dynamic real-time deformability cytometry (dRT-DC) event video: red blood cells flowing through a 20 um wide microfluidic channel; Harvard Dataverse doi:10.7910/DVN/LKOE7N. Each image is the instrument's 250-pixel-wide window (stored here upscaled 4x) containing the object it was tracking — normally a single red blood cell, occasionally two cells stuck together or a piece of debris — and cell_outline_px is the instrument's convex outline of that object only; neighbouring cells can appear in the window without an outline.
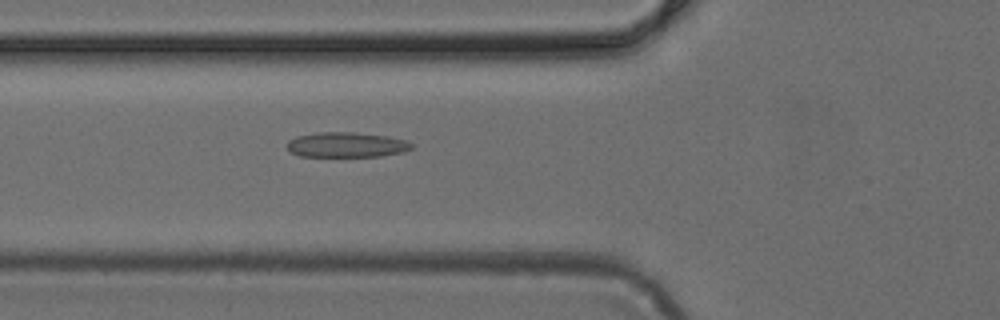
{"species": "common noctule bat (a hibernating species)", "species_latin": "Nyctalus noctula", "temperature_condition": "cold", "stored_images_in_passage": 49, "camera_frame_rate_fps": 3000, "um_per_image_px": 0.085, "animal": {"sex": "female", "body_mass_g": 24.6, "forearm_length_mm": 56.2}, "frame": {"image": 1, "passage_image": 18, "time_ms": 5.667, "image_size_px": [1000, 320], "cell_outline_px": [[412, 148], [404, 152], [380, 156], [300, 156], [288, 152], [288, 140], [296, 136], [316, 132], [352, 132], [388, 136], [404, 140], [412, 144]], "centroid_in_image_um": [29.41, 12.3], "position_along_channel_um": 96.4, "area_um2": 18.21}}
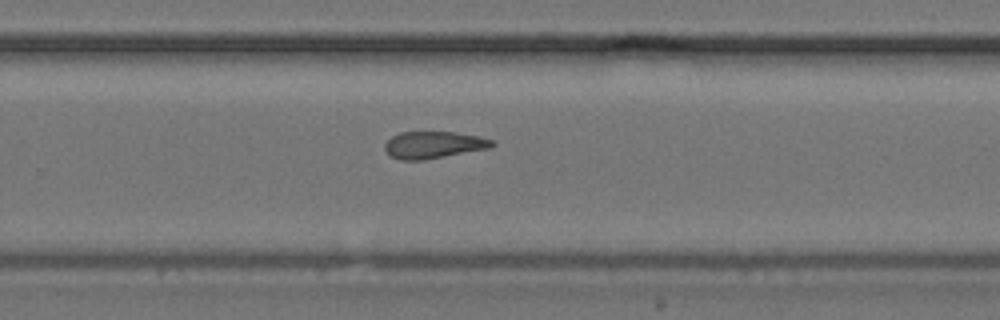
{"frame": {"image": 2, "passage_image": 32, "time_ms": 10.333, "image_size_px": [1000, 320], "cell_outline_px": [[496, 144], [492, 148], [424, 160], [400, 160], [388, 156], [384, 148], [384, 144], [392, 136], [400, 132], [452, 132], [476, 136], [496, 140]], "centroid_in_image_um": [36.86, 12.33], "position_along_channel_um": 292.9, "area_um2": 17.11}}
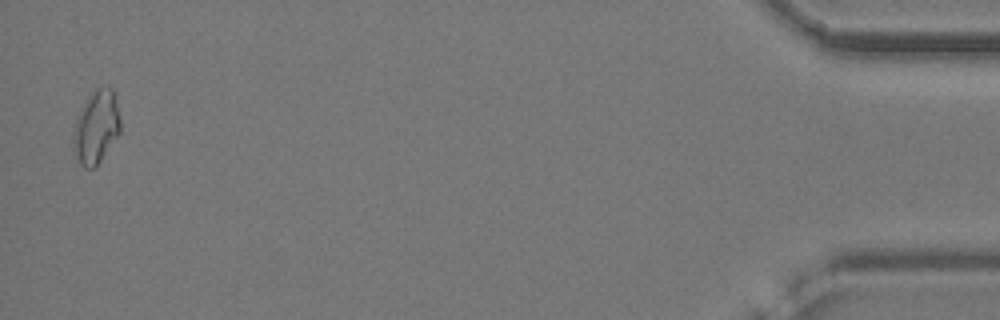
{"frame": {"image": 3, "passage_image": 48, "time_ms": 15.667, "image_size_px": [1000, 320], "cell_outline_px": [[120, 132], [100, 160], [92, 168], [84, 168], [76, 152], [72, 136], [76, 124], [88, 96], [96, 88], [108, 84], [116, 92], [120, 116]], "centroid_in_image_um": [8.25, 10.7], "position_along_channel_um": 427.0, "area_um2": 19.54}}